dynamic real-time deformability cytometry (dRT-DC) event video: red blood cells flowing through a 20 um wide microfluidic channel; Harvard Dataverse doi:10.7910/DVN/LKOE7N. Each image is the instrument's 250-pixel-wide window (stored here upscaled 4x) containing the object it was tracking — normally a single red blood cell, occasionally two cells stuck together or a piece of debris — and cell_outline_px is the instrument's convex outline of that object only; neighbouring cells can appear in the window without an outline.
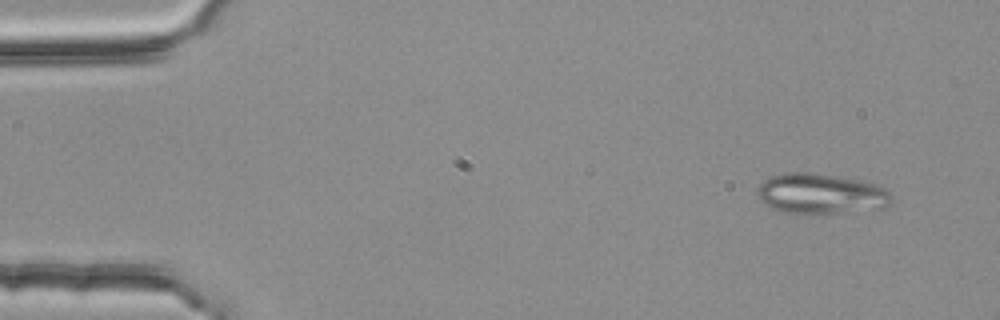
{"species": "common noctule bat (a hibernating species)", "species_latin": "Nyctalus noctula", "temperature_condition": "room temperature", "stored_images_in_passage": 4, "camera_frame_rate_fps": 3000, "um_per_image_px": 0.085, "animal": {"sex": "female", "body_mass_g": 25.1}, "frame": {"image": 1, "passage_image": 1, "time_ms": 0.0, "image_size_px": [1000, 320], "cell_outline_px": [[892, 200], [884, 208], [840, 212], [784, 212], [772, 208], [760, 200], [756, 196], [756, 188], [764, 180], [772, 176], [788, 172], [808, 172], [864, 180], [876, 184], [884, 188], [892, 196]], "centroid_in_image_um": [69.76, 16.44], "position_along_channel_um": 15.2, "area_um2": 31.21}}